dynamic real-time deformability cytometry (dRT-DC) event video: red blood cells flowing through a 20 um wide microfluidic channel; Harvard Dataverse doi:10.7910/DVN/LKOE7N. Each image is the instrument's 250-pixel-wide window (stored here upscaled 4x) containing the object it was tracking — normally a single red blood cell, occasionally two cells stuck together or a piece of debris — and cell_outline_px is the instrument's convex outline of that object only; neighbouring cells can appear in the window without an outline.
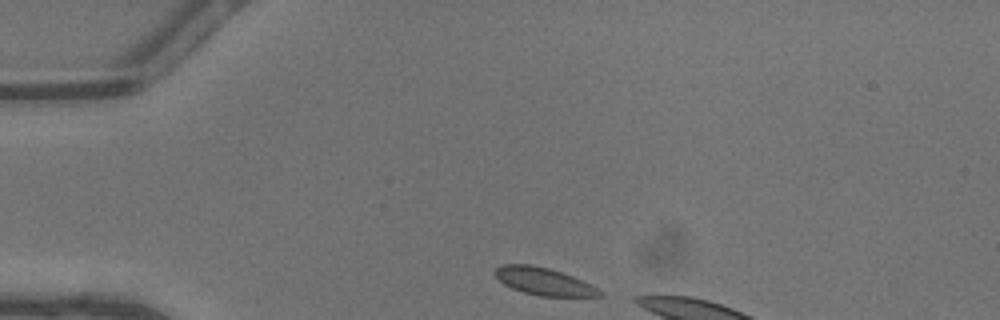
{"species": "common noctule bat (a hibernating species)", "species_latin": "Nyctalus noctula", "temperature_condition": "warm", "stored_images_in_passage": 5, "camera_frame_rate_fps": 3000, "um_per_image_px": 0.085, "animal": {"sex": "male", "body_mass_g": 13.3}, "frame": {"image": 1, "passage_image": 1, "time_ms": 0.0, "image_size_px": [1000, 320], "cell_outline_px": [[604, 296], [540, 296], [524, 292], [512, 288], [504, 284], [496, 276], [496, 268], [504, 264], [532, 264], [548, 268], [572, 276], [604, 292]], "centroid_in_image_um": [46.22, 23.92], "position_along_channel_um": 38.8, "area_um2": 16.36}}